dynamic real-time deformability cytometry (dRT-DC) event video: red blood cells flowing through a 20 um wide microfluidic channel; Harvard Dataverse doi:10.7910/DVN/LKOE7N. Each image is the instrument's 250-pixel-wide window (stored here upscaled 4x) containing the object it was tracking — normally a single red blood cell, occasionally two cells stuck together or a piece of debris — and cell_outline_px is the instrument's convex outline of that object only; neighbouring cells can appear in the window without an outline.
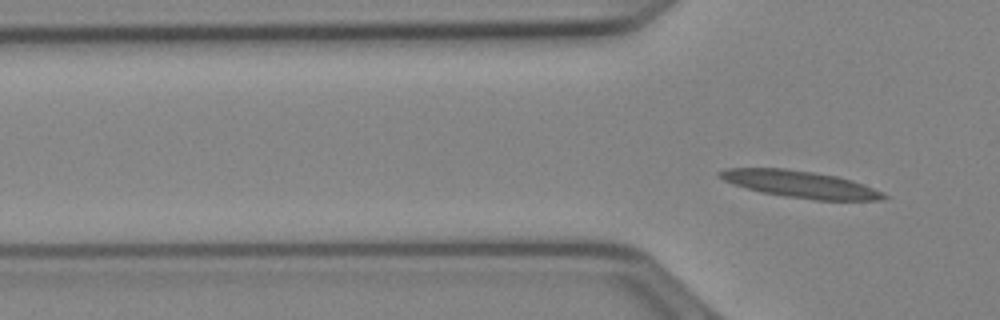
{"species": "Egyptian fruit bat (a non-hibernating species)", "species_latin": "Rousettus aegyptiacus", "temperature_condition": "cold", "stored_images_in_passage": 2, "camera_frame_rate_fps": 3000, "um_per_image_px": 0.085, "animal": {"sex": "female"}, "frame": {"image": 1, "passage_image": 2, "time_ms": 0.333, "image_size_px": [1000, 320], "cell_outline_px": [[888, 196], [880, 200], [816, 200], [784, 196], [760, 192], [732, 184], [724, 180], [716, 172], [728, 168], [784, 168], [812, 172], [836, 176], [852, 180], [884, 192]], "centroid_in_image_um": [68.01, 15.66], "position_along_channel_um": 57.8, "area_um2": 25.61}}